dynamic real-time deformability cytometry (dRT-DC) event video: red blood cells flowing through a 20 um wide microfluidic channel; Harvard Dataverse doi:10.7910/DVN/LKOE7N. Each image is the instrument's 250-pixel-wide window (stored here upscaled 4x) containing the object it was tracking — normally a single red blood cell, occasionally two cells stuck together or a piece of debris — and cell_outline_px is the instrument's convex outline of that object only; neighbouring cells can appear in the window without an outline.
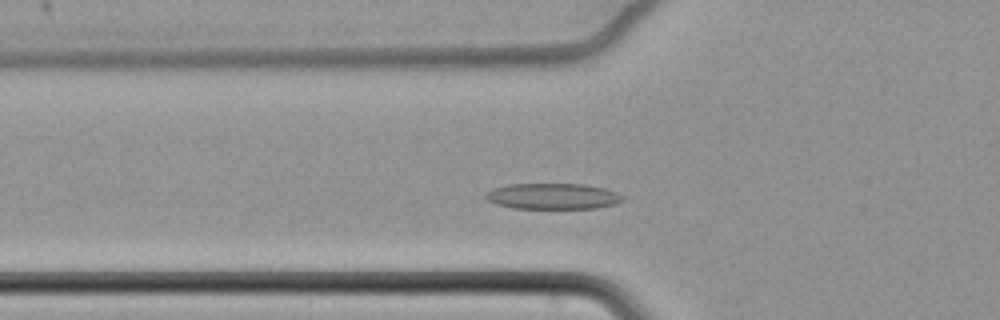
{"species": "common noctule bat (a hibernating species)", "species_latin": "Nyctalus noctula", "temperature_condition": "cold", "stored_images_in_passage": 53, "camera_frame_rate_fps": 3000, "um_per_image_px": 0.085, "animal": {"sex": "female", "body_mass_g": 22.7, "forearm_length_mm": 54.2}, "frame": {"image": 1, "passage_image": 14, "time_ms": 4.333, "image_size_px": [1000, 320], "cell_outline_px": [[624, 200], [616, 204], [596, 208], [512, 208], [496, 204], [488, 200], [484, 196], [492, 188], [508, 184], [584, 184], [604, 188], [616, 192], [624, 196]], "centroid_in_image_um": [47.0, 16.68], "position_along_channel_um": 78.8, "area_um2": 20.69}}
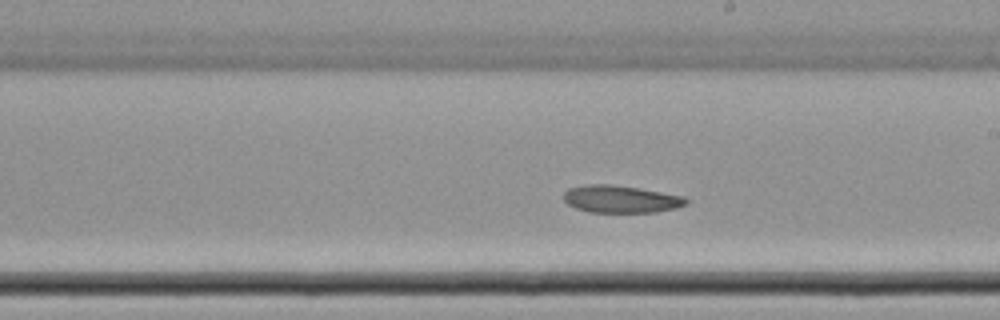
{"frame": {"image": 2, "passage_image": 28, "time_ms": 9.0, "image_size_px": [1000, 320], "cell_outline_px": [[688, 204], [676, 208], [656, 212], [588, 212], [576, 208], [568, 204], [564, 200], [564, 192], [568, 188], [588, 184], [612, 184], [640, 188], [684, 196], [688, 200]], "centroid_in_image_um": [52.78, 16.92], "position_along_channel_um": 236.2, "area_um2": 19.65}}
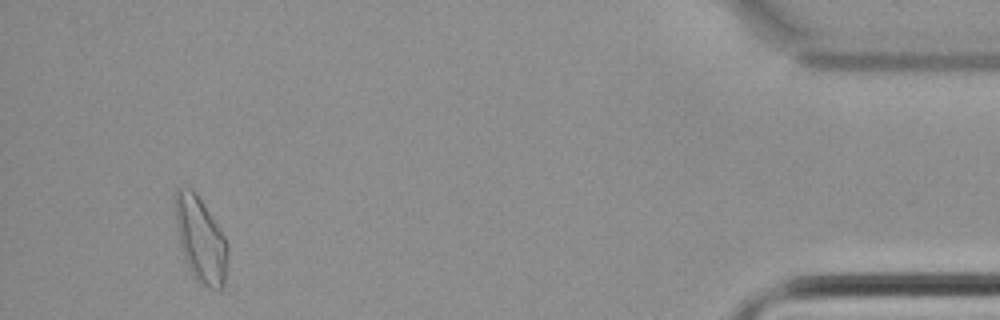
{"frame": {"image": 3, "passage_image": 50, "time_ms": 16.333, "image_size_px": [1000, 320], "cell_outline_px": [[228, 256], [224, 288], [220, 292], [208, 288], [196, 280], [192, 276], [180, 248], [176, 224], [176, 188], [192, 188], [224, 236], [228, 244]], "centroid_in_image_um": [17.07, 20.47], "position_along_channel_um": 418.1, "area_um2": 25.89}, "authors_computed_cell_mechanics": {"area_um2": 21.2126, "velocity_mm_per_s": 3.4002, "shape_relaxation_time_tau1_ms": 1.7286, "shape_relaxation_time_tau2_ms": 8.7183, "deformation_change_tau1": 0.0529, "deformation_change_tau2": 0.1196}}